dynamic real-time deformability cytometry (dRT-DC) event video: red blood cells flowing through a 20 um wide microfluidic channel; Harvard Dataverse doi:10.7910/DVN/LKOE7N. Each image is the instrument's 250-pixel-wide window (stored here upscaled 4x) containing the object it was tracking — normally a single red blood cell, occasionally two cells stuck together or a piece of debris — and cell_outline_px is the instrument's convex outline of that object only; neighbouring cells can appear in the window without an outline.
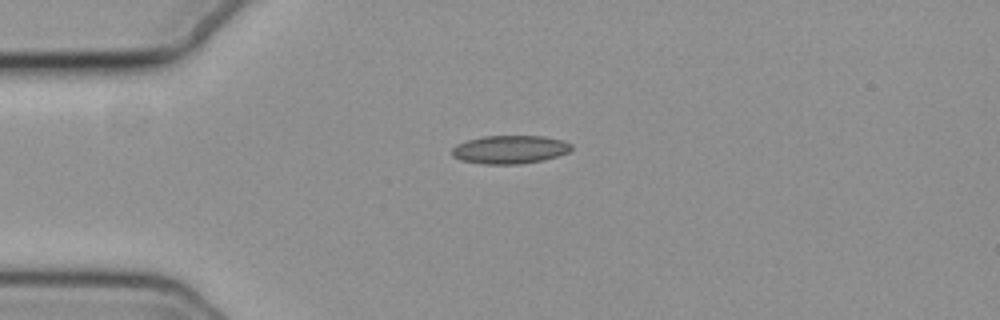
{"species": "common noctule bat (a hibernating species)", "species_latin": "Nyctalus noctula", "temperature_condition": "cold", "stored_images_in_passage": 43, "camera_frame_rate_fps": 3000, "um_per_image_px": 0.085, "animal": {"sex": "female", "body_mass_g": 19.3, "forearm_length_mm": 54.1}, "frame": {"image": 1, "passage_image": 1, "time_ms": 0.0, "image_size_px": [1000, 320], "cell_outline_px": [[572, 148], [568, 152], [544, 160], [520, 164], [480, 164], [460, 160], [452, 156], [452, 148], [456, 144], [468, 140], [484, 136], [544, 136], [564, 140], [572, 144]], "centroid_in_image_um": [43.33, 12.71], "position_along_channel_um": 41.7, "area_um2": 19.83}}
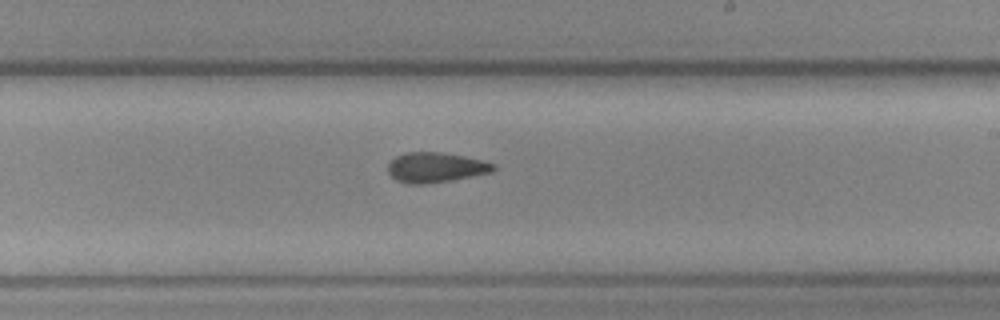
{"frame": {"image": 2, "passage_image": 20, "time_ms": 6.333, "image_size_px": [1000, 320], "cell_outline_px": [[496, 168], [492, 172], [452, 180], [420, 184], [408, 184], [396, 180], [388, 172], [388, 164], [396, 156], [404, 152], [440, 152], [464, 156], [496, 164]], "centroid_in_image_um": [37.02, 14.23], "position_along_channel_um": 252.0, "area_um2": 18.38}}
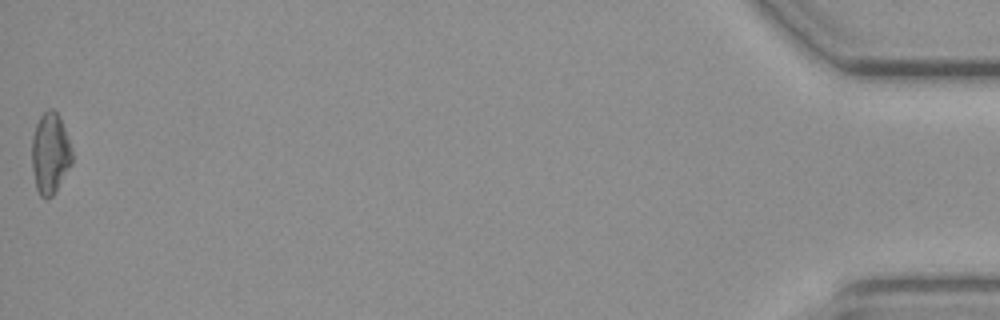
{"frame": {"image": 3, "passage_image": 43, "time_ms": 14.0, "image_size_px": [1000, 320], "cell_outline_px": [[72, 164], [52, 196], [48, 200], [40, 196], [36, 188], [32, 168], [32, 136], [36, 124], [40, 116], [48, 108], [52, 108], [60, 116], [72, 152]], "centroid_in_image_um": [4.25, 13.04], "position_along_channel_um": 430.9, "area_um2": 18.96}, "authors_computed_cell_mechanics": {"area_um2": 18.3804, "velocity_mm_per_s": 3.7217, "shape_relaxation_time_tau1_ms": null, "shape_relaxation_time_tau2_ms": 4.7252, "deformation_change_tau1": null, "deformation_change_tau2": 0.1148}}